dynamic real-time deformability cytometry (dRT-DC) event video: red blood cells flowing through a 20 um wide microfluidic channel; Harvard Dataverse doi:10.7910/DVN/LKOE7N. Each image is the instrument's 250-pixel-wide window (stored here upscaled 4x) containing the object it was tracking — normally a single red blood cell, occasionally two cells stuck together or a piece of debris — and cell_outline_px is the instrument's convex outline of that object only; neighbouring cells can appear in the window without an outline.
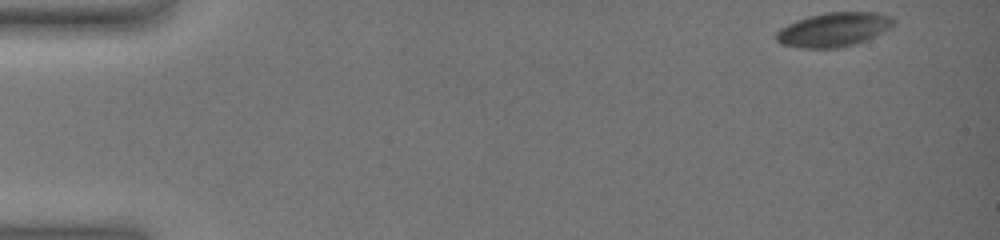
{"species": "common noctule bat (a hibernating species)", "species_latin": "Nyctalus noctula", "temperature_condition": "warm", "stored_images_in_passage": 52, "camera_frame_rate_fps": 3000, "um_per_image_px": 0.085, "animal": {"sex": "female", "body_mass_g": 19.0, "forearm_length_mm": 51.5}, "frame": {"image": 1, "passage_image": 1, "time_ms": 0.0, "image_size_px": [1000, 240], "cell_outline_px": [[896, 24], [856, 44], [836, 48], [800, 48], [780, 44], [776, 40], [776, 32], [780, 28], [796, 20], [808, 16], [824, 12], [880, 12], [892, 16], [896, 20]], "centroid_in_image_um": [70.85, 2.5], "position_along_channel_um": 14.2, "area_um2": 23.41}}
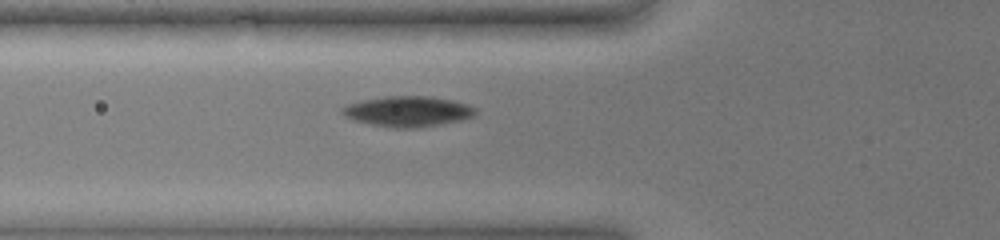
{"frame": {"image": 2, "passage_image": 19, "time_ms": 6.0, "image_size_px": [1000, 240], "cell_outline_px": [[476, 112], [472, 116], [460, 120], [420, 128], [392, 128], [372, 124], [356, 120], [348, 116], [340, 108], [348, 104], [364, 100], [384, 96], [432, 96], [452, 100], [468, 104], [476, 108]], "centroid_in_image_um": [34.71, 9.46], "position_along_channel_um": 91.1, "area_um2": 23.41}}
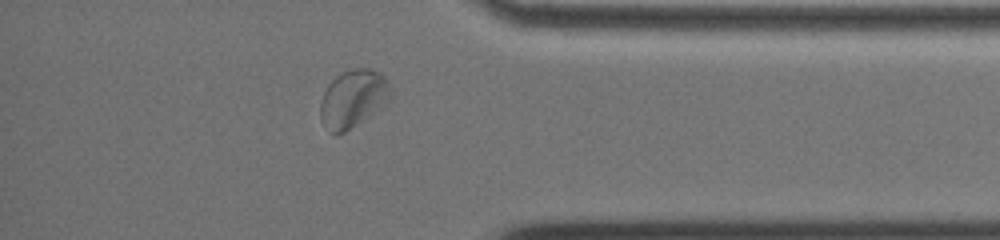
{"frame": {"image": 3, "passage_image": 46, "time_ms": 15.0, "image_size_px": [1000, 240], "cell_outline_px": [[388, 104], [384, 108], [344, 132], [328, 132], [320, 120], [320, 104], [324, 92], [328, 84], [340, 72], [356, 68], [368, 68], [380, 72], [388, 80]], "centroid_in_image_um": [30.0, 8.39], "position_along_channel_um": 405.2, "area_um2": 23.7}, "authors_computed_cell_mechanics": {"area_um2": 22.3975, "velocity_mm_per_s": 3.5421, "shape_relaxation_time_tau1_ms": 3.1728, "shape_relaxation_time_tau2_ms": 2.0701, "deformation_change_tau1": 0.1034, "deformation_change_tau2": 0.0539}}